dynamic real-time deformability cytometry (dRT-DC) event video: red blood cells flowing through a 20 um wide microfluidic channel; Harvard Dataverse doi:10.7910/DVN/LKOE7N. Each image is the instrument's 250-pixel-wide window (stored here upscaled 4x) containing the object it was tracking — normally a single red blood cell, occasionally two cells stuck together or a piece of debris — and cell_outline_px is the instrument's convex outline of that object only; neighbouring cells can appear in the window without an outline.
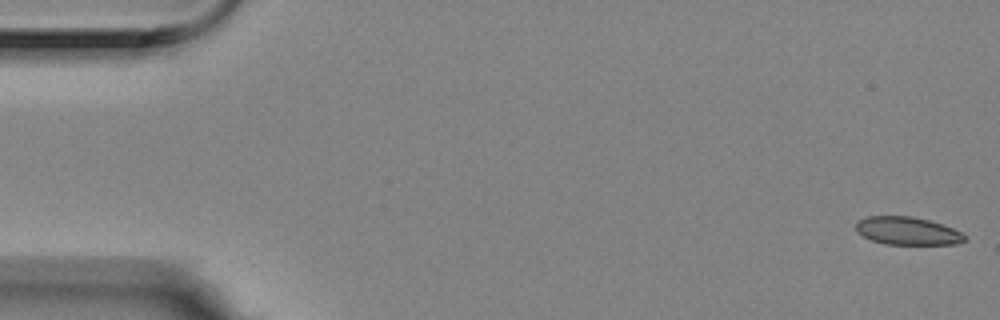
{"species": "Egyptian fruit bat (a non-hibernating species)", "species_latin": "Rousettus aegyptiacus", "temperature_condition": "room temperature", "stored_images_in_passage": 15, "camera_frame_rate_fps": 3000, "um_per_image_px": 0.085, "animal": {"sex": "female"}, "frame": {"image": 1, "passage_image": 1, "time_ms": 0.0, "image_size_px": [1000, 320], "cell_outline_px": [[968, 240], [956, 244], [884, 244], [872, 240], [856, 232], [856, 220], [868, 216], [912, 216], [944, 224], [960, 232]], "centroid_in_image_um": [77.11, 19.62], "position_along_channel_um": 7.9, "area_um2": 17.74}}
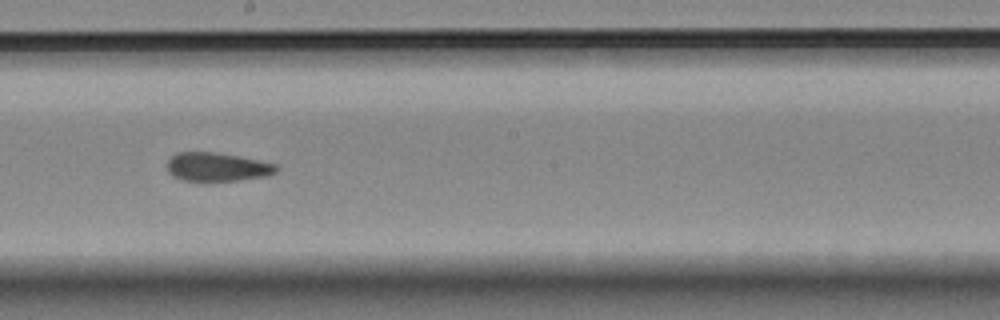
{"frame": {"image": 2, "passage_image": 9, "time_ms": 2.667, "image_size_px": [1000, 320], "cell_outline_px": [[280, 168], [276, 172], [268, 176], [236, 180], [184, 180], [172, 176], [168, 172], [168, 160], [176, 152], [216, 152], [276, 164]], "centroid_in_image_um": [18.46, 14.18], "position_along_channel_um": 229.7, "area_um2": 17.98}}
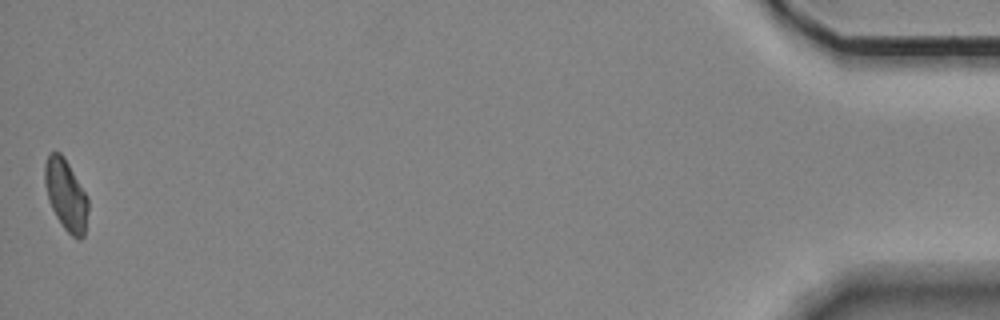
{"frame": {"image": 3, "passage_image": 15, "time_ms": 4.667, "image_size_px": [1000, 320], "cell_outline_px": [[88, 212], [84, 236], [80, 240], [76, 240], [64, 228], [56, 216], [48, 200], [44, 184], [44, 164], [48, 152], [60, 152], [64, 156], [88, 196]], "centroid_in_image_um": [5.6, 16.55], "position_along_channel_um": 429.6, "area_um2": 18.26}}